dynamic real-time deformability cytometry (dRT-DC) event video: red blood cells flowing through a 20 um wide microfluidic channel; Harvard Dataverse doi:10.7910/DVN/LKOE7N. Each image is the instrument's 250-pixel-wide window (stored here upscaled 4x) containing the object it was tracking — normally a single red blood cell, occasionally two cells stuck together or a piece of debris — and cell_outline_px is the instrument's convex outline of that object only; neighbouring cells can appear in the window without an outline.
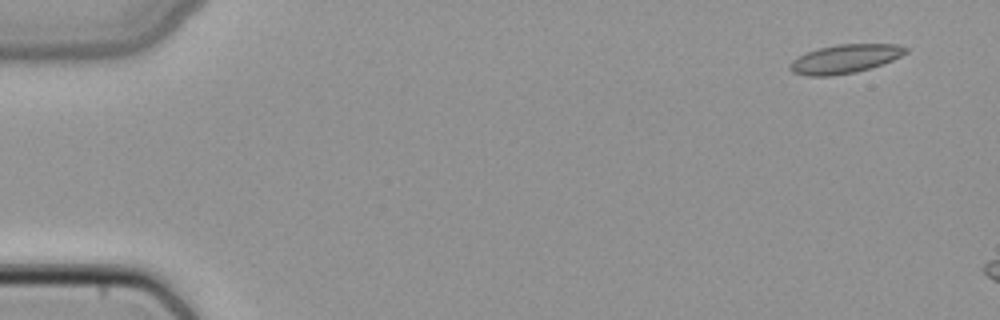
{"species": "common noctule bat (a hibernating species)", "species_latin": "Nyctalus noctula", "temperature_condition": "cold", "stored_images_in_passage": 3, "camera_frame_rate_fps": 3000, "um_per_image_px": 0.085, "animal": {"sex": "female", "body_mass_g": 22.7, "forearm_length_mm": 54.2}, "frame": {"image": 1, "passage_image": 1, "time_ms": 0.0, "image_size_px": [1000, 320], "cell_outline_px": [[908, 52], [892, 60], [856, 72], [832, 76], [804, 76], [792, 72], [788, 68], [788, 64], [792, 60], [808, 52], [820, 48], [840, 44], [896, 44], [908, 48]], "centroid_in_image_um": [71.78, 5.01], "position_along_channel_um": 13.2, "area_um2": 19.25}}